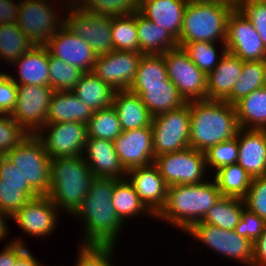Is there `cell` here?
I'll return each mask as SVG.
<instances>
[{
	"label": "cell",
	"instance_id": "cell-20",
	"mask_svg": "<svg viewBox=\"0 0 266 266\" xmlns=\"http://www.w3.org/2000/svg\"><path fill=\"white\" fill-rule=\"evenodd\" d=\"M126 178L133 185L141 202L156 216L166 203L168 190L157 166L152 163L129 169Z\"/></svg>",
	"mask_w": 266,
	"mask_h": 266
},
{
	"label": "cell",
	"instance_id": "cell-28",
	"mask_svg": "<svg viewBox=\"0 0 266 266\" xmlns=\"http://www.w3.org/2000/svg\"><path fill=\"white\" fill-rule=\"evenodd\" d=\"M94 111L72 91H54L48 108L46 123L80 122L87 125Z\"/></svg>",
	"mask_w": 266,
	"mask_h": 266
},
{
	"label": "cell",
	"instance_id": "cell-7",
	"mask_svg": "<svg viewBox=\"0 0 266 266\" xmlns=\"http://www.w3.org/2000/svg\"><path fill=\"white\" fill-rule=\"evenodd\" d=\"M52 4V0H20L17 25L33 46H45L65 24V9L57 12Z\"/></svg>",
	"mask_w": 266,
	"mask_h": 266
},
{
	"label": "cell",
	"instance_id": "cell-6",
	"mask_svg": "<svg viewBox=\"0 0 266 266\" xmlns=\"http://www.w3.org/2000/svg\"><path fill=\"white\" fill-rule=\"evenodd\" d=\"M5 156L19 168L24 179L39 195H48L51 158L36 135L29 134Z\"/></svg>",
	"mask_w": 266,
	"mask_h": 266
},
{
	"label": "cell",
	"instance_id": "cell-10",
	"mask_svg": "<svg viewBox=\"0 0 266 266\" xmlns=\"http://www.w3.org/2000/svg\"><path fill=\"white\" fill-rule=\"evenodd\" d=\"M168 79L185 102L207 100V76L181 47L162 54Z\"/></svg>",
	"mask_w": 266,
	"mask_h": 266
},
{
	"label": "cell",
	"instance_id": "cell-35",
	"mask_svg": "<svg viewBox=\"0 0 266 266\" xmlns=\"http://www.w3.org/2000/svg\"><path fill=\"white\" fill-rule=\"evenodd\" d=\"M245 208L242 198L222 196L210 208L202 222L221 229L234 230Z\"/></svg>",
	"mask_w": 266,
	"mask_h": 266
},
{
	"label": "cell",
	"instance_id": "cell-42",
	"mask_svg": "<svg viewBox=\"0 0 266 266\" xmlns=\"http://www.w3.org/2000/svg\"><path fill=\"white\" fill-rule=\"evenodd\" d=\"M141 0H85L80 9L109 17L131 16L139 11Z\"/></svg>",
	"mask_w": 266,
	"mask_h": 266
},
{
	"label": "cell",
	"instance_id": "cell-45",
	"mask_svg": "<svg viewBox=\"0 0 266 266\" xmlns=\"http://www.w3.org/2000/svg\"><path fill=\"white\" fill-rule=\"evenodd\" d=\"M28 135L10 114L0 113V152L3 155L19 145Z\"/></svg>",
	"mask_w": 266,
	"mask_h": 266
},
{
	"label": "cell",
	"instance_id": "cell-4",
	"mask_svg": "<svg viewBox=\"0 0 266 266\" xmlns=\"http://www.w3.org/2000/svg\"><path fill=\"white\" fill-rule=\"evenodd\" d=\"M95 178L83 156L53 158L47 196L60 212L72 216L82 205Z\"/></svg>",
	"mask_w": 266,
	"mask_h": 266
},
{
	"label": "cell",
	"instance_id": "cell-52",
	"mask_svg": "<svg viewBox=\"0 0 266 266\" xmlns=\"http://www.w3.org/2000/svg\"><path fill=\"white\" fill-rule=\"evenodd\" d=\"M22 238L10 240L0 251V266H13L17 258L28 248Z\"/></svg>",
	"mask_w": 266,
	"mask_h": 266
},
{
	"label": "cell",
	"instance_id": "cell-48",
	"mask_svg": "<svg viewBox=\"0 0 266 266\" xmlns=\"http://www.w3.org/2000/svg\"><path fill=\"white\" fill-rule=\"evenodd\" d=\"M0 185L21 186L31 198L40 196L24 179L23 174L16 165L4 157L0 161Z\"/></svg>",
	"mask_w": 266,
	"mask_h": 266
},
{
	"label": "cell",
	"instance_id": "cell-57",
	"mask_svg": "<svg viewBox=\"0 0 266 266\" xmlns=\"http://www.w3.org/2000/svg\"><path fill=\"white\" fill-rule=\"evenodd\" d=\"M61 6L59 7H63L62 9H66V8H79L84 2L85 0H65V1H60ZM63 5V6H62Z\"/></svg>",
	"mask_w": 266,
	"mask_h": 266
},
{
	"label": "cell",
	"instance_id": "cell-38",
	"mask_svg": "<svg viewBox=\"0 0 266 266\" xmlns=\"http://www.w3.org/2000/svg\"><path fill=\"white\" fill-rule=\"evenodd\" d=\"M122 132L117 112L113 106L94 111L87 123V138L114 141Z\"/></svg>",
	"mask_w": 266,
	"mask_h": 266
},
{
	"label": "cell",
	"instance_id": "cell-12",
	"mask_svg": "<svg viewBox=\"0 0 266 266\" xmlns=\"http://www.w3.org/2000/svg\"><path fill=\"white\" fill-rule=\"evenodd\" d=\"M54 90L48 86L17 84L15 108L10 114L30 135L46 124Z\"/></svg>",
	"mask_w": 266,
	"mask_h": 266
},
{
	"label": "cell",
	"instance_id": "cell-55",
	"mask_svg": "<svg viewBox=\"0 0 266 266\" xmlns=\"http://www.w3.org/2000/svg\"><path fill=\"white\" fill-rule=\"evenodd\" d=\"M13 266H44L27 248L16 260Z\"/></svg>",
	"mask_w": 266,
	"mask_h": 266
},
{
	"label": "cell",
	"instance_id": "cell-25",
	"mask_svg": "<svg viewBox=\"0 0 266 266\" xmlns=\"http://www.w3.org/2000/svg\"><path fill=\"white\" fill-rule=\"evenodd\" d=\"M243 61L226 52L219 64L207 75V99L224 101L241 75Z\"/></svg>",
	"mask_w": 266,
	"mask_h": 266
},
{
	"label": "cell",
	"instance_id": "cell-33",
	"mask_svg": "<svg viewBox=\"0 0 266 266\" xmlns=\"http://www.w3.org/2000/svg\"><path fill=\"white\" fill-rule=\"evenodd\" d=\"M213 175L222 196L242 199L246 196L253 179L238 163L224 166Z\"/></svg>",
	"mask_w": 266,
	"mask_h": 266
},
{
	"label": "cell",
	"instance_id": "cell-59",
	"mask_svg": "<svg viewBox=\"0 0 266 266\" xmlns=\"http://www.w3.org/2000/svg\"><path fill=\"white\" fill-rule=\"evenodd\" d=\"M4 157V155L0 152V161Z\"/></svg>",
	"mask_w": 266,
	"mask_h": 266
},
{
	"label": "cell",
	"instance_id": "cell-19",
	"mask_svg": "<svg viewBox=\"0 0 266 266\" xmlns=\"http://www.w3.org/2000/svg\"><path fill=\"white\" fill-rule=\"evenodd\" d=\"M113 142L126 171L154 163L151 126L123 131Z\"/></svg>",
	"mask_w": 266,
	"mask_h": 266
},
{
	"label": "cell",
	"instance_id": "cell-8",
	"mask_svg": "<svg viewBox=\"0 0 266 266\" xmlns=\"http://www.w3.org/2000/svg\"><path fill=\"white\" fill-rule=\"evenodd\" d=\"M151 130L155 157L190 147V102L154 116Z\"/></svg>",
	"mask_w": 266,
	"mask_h": 266
},
{
	"label": "cell",
	"instance_id": "cell-43",
	"mask_svg": "<svg viewBox=\"0 0 266 266\" xmlns=\"http://www.w3.org/2000/svg\"><path fill=\"white\" fill-rule=\"evenodd\" d=\"M205 154L206 167H212L214 172L218 169L235 164L238 161L239 146L237 141V134L234 138L218 143L213 147L209 148Z\"/></svg>",
	"mask_w": 266,
	"mask_h": 266
},
{
	"label": "cell",
	"instance_id": "cell-18",
	"mask_svg": "<svg viewBox=\"0 0 266 266\" xmlns=\"http://www.w3.org/2000/svg\"><path fill=\"white\" fill-rule=\"evenodd\" d=\"M45 47L49 53L83 72H92L97 54L65 24L48 39Z\"/></svg>",
	"mask_w": 266,
	"mask_h": 266
},
{
	"label": "cell",
	"instance_id": "cell-29",
	"mask_svg": "<svg viewBox=\"0 0 266 266\" xmlns=\"http://www.w3.org/2000/svg\"><path fill=\"white\" fill-rule=\"evenodd\" d=\"M115 91L93 72H85L72 93L93 111L112 106Z\"/></svg>",
	"mask_w": 266,
	"mask_h": 266
},
{
	"label": "cell",
	"instance_id": "cell-51",
	"mask_svg": "<svg viewBox=\"0 0 266 266\" xmlns=\"http://www.w3.org/2000/svg\"><path fill=\"white\" fill-rule=\"evenodd\" d=\"M17 84L6 73L0 74V113L11 114L15 108Z\"/></svg>",
	"mask_w": 266,
	"mask_h": 266
},
{
	"label": "cell",
	"instance_id": "cell-17",
	"mask_svg": "<svg viewBox=\"0 0 266 266\" xmlns=\"http://www.w3.org/2000/svg\"><path fill=\"white\" fill-rule=\"evenodd\" d=\"M59 214V209L48 196L40 195L30 199L10 219L30 237L44 238L50 236L58 226Z\"/></svg>",
	"mask_w": 266,
	"mask_h": 266
},
{
	"label": "cell",
	"instance_id": "cell-14",
	"mask_svg": "<svg viewBox=\"0 0 266 266\" xmlns=\"http://www.w3.org/2000/svg\"><path fill=\"white\" fill-rule=\"evenodd\" d=\"M35 135L51 159L79 157L83 156L87 141V125L80 122L46 123Z\"/></svg>",
	"mask_w": 266,
	"mask_h": 266
},
{
	"label": "cell",
	"instance_id": "cell-24",
	"mask_svg": "<svg viewBox=\"0 0 266 266\" xmlns=\"http://www.w3.org/2000/svg\"><path fill=\"white\" fill-rule=\"evenodd\" d=\"M186 5L184 0H141L139 12L178 41Z\"/></svg>",
	"mask_w": 266,
	"mask_h": 266
},
{
	"label": "cell",
	"instance_id": "cell-53",
	"mask_svg": "<svg viewBox=\"0 0 266 266\" xmlns=\"http://www.w3.org/2000/svg\"><path fill=\"white\" fill-rule=\"evenodd\" d=\"M20 0H0V24L17 23Z\"/></svg>",
	"mask_w": 266,
	"mask_h": 266
},
{
	"label": "cell",
	"instance_id": "cell-1",
	"mask_svg": "<svg viewBox=\"0 0 266 266\" xmlns=\"http://www.w3.org/2000/svg\"><path fill=\"white\" fill-rule=\"evenodd\" d=\"M117 180L95 178L82 205L73 214L76 220L80 219L83 223L81 245H117L118 237L125 225L112 205Z\"/></svg>",
	"mask_w": 266,
	"mask_h": 266
},
{
	"label": "cell",
	"instance_id": "cell-39",
	"mask_svg": "<svg viewBox=\"0 0 266 266\" xmlns=\"http://www.w3.org/2000/svg\"><path fill=\"white\" fill-rule=\"evenodd\" d=\"M221 45L220 49L219 46L217 47V42H193L186 43L182 48L200 71L207 76L219 64L223 55L227 52L226 44ZM218 48L220 51H218Z\"/></svg>",
	"mask_w": 266,
	"mask_h": 266
},
{
	"label": "cell",
	"instance_id": "cell-15",
	"mask_svg": "<svg viewBox=\"0 0 266 266\" xmlns=\"http://www.w3.org/2000/svg\"><path fill=\"white\" fill-rule=\"evenodd\" d=\"M227 52L242 61H266V48L253 24L235 7L227 19Z\"/></svg>",
	"mask_w": 266,
	"mask_h": 266
},
{
	"label": "cell",
	"instance_id": "cell-30",
	"mask_svg": "<svg viewBox=\"0 0 266 266\" xmlns=\"http://www.w3.org/2000/svg\"><path fill=\"white\" fill-rule=\"evenodd\" d=\"M129 91L141 97L153 117L177 109L186 103L169 79L164 81V85L145 86V90Z\"/></svg>",
	"mask_w": 266,
	"mask_h": 266
},
{
	"label": "cell",
	"instance_id": "cell-49",
	"mask_svg": "<svg viewBox=\"0 0 266 266\" xmlns=\"http://www.w3.org/2000/svg\"><path fill=\"white\" fill-rule=\"evenodd\" d=\"M30 199L21 186L0 185V209L12 216L21 209Z\"/></svg>",
	"mask_w": 266,
	"mask_h": 266
},
{
	"label": "cell",
	"instance_id": "cell-9",
	"mask_svg": "<svg viewBox=\"0 0 266 266\" xmlns=\"http://www.w3.org/2000/svg\"><path fill=\"white\" fill-rule=\"evenodd\" d=\"M154 164L168 186L199 184L207 178L205 154L191 147L159 155Z\"/></svg>",
	"mask_w": 266,
	"mask_h": 266
},
{
	"label": "cell",
	"instance_id": "cell-22",
	"mask_svg": "<svg viewBox=\"0 0 266 266\" xmlns=\"http://www.w3.org/2000/svg\"><path fill=\"white\" fill-rule=\"evenodd\" d=\"M237 141L239 146L237 163L252 178L266 176V136L264 130L239 128Z\"/></svg>",
	"mask_w": 266,
	"mask_h": 266
},
{
	"label": "cell",
	"instance_id": "cell-21",
	"mask_svg": "<svg viewBox=\"0 0 266 266\" xmlns=\"http://www.w3.org/2000/svg\"><path fill=\"white\" fill-rule=\"evenodd\" d=\"M83 158L96 178H126L113 141L87 138Z\"/></svg>",
	"mask_w": 266,
	"mask_h": 266
},
{
	"label": "cell",
	"instance_id": "cell-36",
	"mask_svg": "<svg viewBox=\"0 0 266 266\" xmlns=\"http://www.w3.org/2000/svg\"><path fill=\"white\" fill-rule=\"evenodd\" d=\"M32 46L17 23L0 24V65L4 61L10 66Z\"/></svg>",
	"mask_w": 266,
	"mask_h": 266
},
{
	"label": "cell",
	"instance_id": "cell-5",
	"mask_svg": "<svg viewBox=\"0 0 266 266\" xmlns=\"http://www.w3.org/2000/svg\"><path fill=\"white\" fill-rule=\"evenodd\" d=\"M236 4L217 2L187 3L182 29L178 39L179 47L193 42H220L225 44L227 19Z\"/></svg>",
	"mask_w": 266,
	"mask_h": 266
},
{
	"label": "cell",
	"instance_id": "cell-34",
	"mask_svg": "<svg viewBox=\"0 0 266 266\" xmlns=\"http://www.w3.org/2000/svg\"><path fill=\"white\" fill-rule=\"evenodd\" d=\"M265 86L266 61H243L241 75L224 101L234 105L244 96Z\"/></svg>",
	"mask_w": 266,
	"mask_h": 266
},
{
	"label": "cell",
	"instance_id": "cell-44",
	"mask_svg": "<svg viewBox=\"0 0 266 266\" xmlns=\"http://www.w3.org/2000/svg\"><path fill=\"white\" fill-rule=\"evenodd\" d=\"M112 245H81L74 266H116Z\"/></svg>",
	"mask_w": 266,
	"mask_h": 266
},
{
	"label": "cell",
	"instance_id": "cell-26",
	"mask_svg": "<svg viewBox=\"0 0 266 266\" xmlns=\"http://www.w3.org/2000/svg\"><path fill=\"white\" fill-rule=\"evenodd\" d=\"M113 108L117 112L122 131L150 127L153 116L139 95L129 90L115 91Z\"/></svg>",
	"mask_w": 266,
	"mask_h": 266
},
{
	"label": "cell",
	"instance_id": "cell-40",
	"mask_svg": "<svg viewBox=\"0 0 266 266\" xmlns=\"http://www.w3.org/2000/svg\"><path fill=\"white\" fill-rule=\"evenodd\" d=\"M113 49L139 53L136 13L131 16L112 17Z\"/></svg>",
	"mask_w": 266,
	"mask_h": 266
},
{
	"label": "cell",
	"instance_id": "cell-31",
	"mask_svg": "<svg viewBox=\"0 0 266 266\" xmlns=\"http://www.w3.org/2000/svg\"><path fill=\"white\" fill-rule=\"evenodd\" d=\"M234 106L239 128H266V86L244 96Z\"/></svg>",
	"mask_w": 266,
	"mask_h": 266
},
{
	"label": "cell",
	"instance_id": "cell-13",
	"mask_svg": "<svg viewBox=\"0 0 266 266\" xmlns=\"http://www.w3.org/2000/svg\"><path fill=\"white\" fill-rule=\"evenodd\" d=\"M65 11V25L83 39L97 55L114 50L112 17L92 14L80 8H66Z\"/></svg>",
	"mask_w": 266,
	"mask_h": 266
},
{
	"label": "cell",
	"instance_id": "cell-50",
	"mask_svg": "<svg viewBox=\"0 0 266 266\" xmlns=\"http://www.w3.org/2000/svg\"><path fill=\"white\" fill-rule=\"evenodd\" d=\"M266 221L255 213L245 208L242 212L241 219L234 231L244 238L254 242L265 230Z\"/></svg>",
	"mask_w": 266,
	"mask_h": 266
},
{
	"label": "cell",
	"instance_id": "cell-58",
	"mask_svg": "<svg viewBox=\"0 0 266 266\" xmlns=\"http://www.w3.org/2000/svg\"><path fill=\"white\" fill-rule=\"evenodd\" d=\"M186 3H208L217 2L222 4H236L237 0H184Z\"/></svg>",
	"mask_w": 266,
	"mask_h": 266
},
{
	"label": "cell",
	"instance_id": "cell-16",
	"mask_svg": "<svg viewBox=\"0 0 266 266\" xmlns=\"http://www.w3.org/2000/svg\"><path fill=\"white\" fill-rule=\"evenodd\" d=\"M141 53L113 50L97 55L93 73L114 90H128L136 76Z\"/></svg>",
	"mask_w": 266,
	"mask_h": 266
},
{
	"label": "cell",
	"instance_id": "cell-32",
	"mask_svg": "<svg viewBox=\"0 0 266 266\" xmlns=\"http://www.w3.org/2000/svg\"><path fill=\"white\" fill-rule=\"evenodd\" d=\"M112 205L116 210L117 216L121 221L126 224V220L129 218L137 217L138 215L147 214L150 218L155 216L146 208V206L138 198V195L133 188V185L128 181L127 178L118 179L115 182ZM128 218V219H127Z\"/></svg>",
	"mask_w": 266,
	"mask_h": 266
},
{
	"label": "cell",
	"instance_id": "cell-54",
	"mask_svg": "<svg viewBox=\"0 0 266 266\" xmlns=\"http://www.w3.org/2000/svg\"><path fill=\"white\" fill-rule=\"evenodd\" d=\"M251 266H266V228L253 242Z\"/></svg>",
	"mask_w": 266,
	"mask_h": 266
},
{
	"label": "cell",
	"instance_id": "cell-11",
	"mask_svg": "<svg viewBox=\"0 0 266 266\" xmlns=\"http://www.w3.org/2000/svg\"><path fill=\"white\" fill-rule=\"evenodd\" d=\"M193 239L226 258L251 266L253 242L234 230H225L202 221L193 224L187 231Z\"/></svg>",
	"mask_w": 266,
	"mask_h": 266
},
{
	"label": "cell",
	"instance_id": "cell-27",
	"mask_svg": "<svg viewBox=\"0 0 266 266\" xmlns=\"http://www.w3.org/2000/svg\"><path fill=\"white\" fill-rule=\"evenodd\" d=\"M136 28L139 40V53L142 55H162L177 47V39L167 30L136 12Z\"/></svg>",
	"mask_w": 266,
	"mask_h": 266
},
{
	"label": "cell",
	"instance_id": "cell-37",
	"mask_svg": "<svg viewBox=\"0 0 266 266\" xmlns=\"http://www.w3.org/2000/svg\"><path fill=\"white\" fill-rule=\"evenodd\" d=\"M168 79L162 55H142L136 76L128 90H145V86L164 85Z\"/></svg>",
	"mask_w": 266,
	"mask_h": 266
},
{
	"label": "cell",
	"instance_id": "cell-41",
	"mask_svg": "<svg viewBox=\"0 0 266 266\" xmlns=\"http://www.w3.org/2000/svg\"><path fill=\"white\" fill-rule=\"evenodd\" d=\"M50 87L54 91H72L85 73L71 64L52 56L48 51Z\"/></svg>",
	"mask_w": 266,
	"mask_h": 266
},
{
	"label": "cell",
	"instance_id": "cell-46",
	"mask_svg": "<svg viewBox=\"0 0 266 266\" xmlns=\"http://www.w3.org/2000/svg\"><path fill=\"white\" fill-rule=\"evenodd\" d=\"M236 7L253 24L266 48V0H237Z\"/></svg>",
	"mask_w": 266,
	"mask_h": 266
},
{
	"label": "cell",
	"instance_id": "cell-2",
	"mask_svg": "<svg viewBox=\"0 0 266 266\" xmlns=\"http://www.w3.org/2000/svg\"><path fill=\"white\" fill-rule=\"evenodd\" d=\"M239 130L233 104L217 100L190 101L189 146L206 152L214 145L234 138Z\"/></svg>",
	"mask_w": 266,
	"mask_h": 266
},
{
	"label": "cell",
	"instance_id": "cell-56",
	"mask_svg": "<svg viewBox=\"0 0 266 266\" xmlns=\"http://www.w3.org/2000/svg\"><path fill=\"white\" fill-rule=\"evenodd\" d=\"M9 218H11V216L0 209V241H4L9 235L8 224L6 223Z\"/></svg>",
	"mask_w": 266,
	"mask_h": 266
},
{
	"label": "cell",
	"instance_id": "cell-23",
	"mask_svg": "<svg viewBox=\"0 0 266 266\" xmlns=\"http://www.w3.org/2000/svg\"><path fill=\"white\" fill-rule=\"evenodd\" d=\"M17 67V77L6 72L16 84L50 87L48 49L45 46H32L11 67Z\"/></svg>",
	"mask_w": 266,
	"mask_h": 266
},
{
	"label": "cell",
	"instance_id": "cell-3",
	"mask_svg": "<svg viewBox=\"0 0 266 266\" xmlns=\"http://www.w3.org/2000/svg\"><path fill=\"white\" fill-rule=\"evenodd\" d=\"M191 185L168 186L164 207L155 216L170 226L186 232L204 219L210 208L222 197L214 179Z\"/></svg>",
	"mask_w": 266,
	"mask_h": 266
},
{
	"label": "cell",
	"instance_id": "cell-47",
	"mask_svg": "<svg viewBox=\"0 0 266 266\" xmlns=\"http://www.w3.org/2000/svg\"><path fill=\"white\" fill-rule=\"evenodd\" d=\"M243 200L250 212L266 221V176L252 179L251 186Z\"/></svg>",
	"mask_w": 266,
	"mask_h": 266
}]
</instances>
